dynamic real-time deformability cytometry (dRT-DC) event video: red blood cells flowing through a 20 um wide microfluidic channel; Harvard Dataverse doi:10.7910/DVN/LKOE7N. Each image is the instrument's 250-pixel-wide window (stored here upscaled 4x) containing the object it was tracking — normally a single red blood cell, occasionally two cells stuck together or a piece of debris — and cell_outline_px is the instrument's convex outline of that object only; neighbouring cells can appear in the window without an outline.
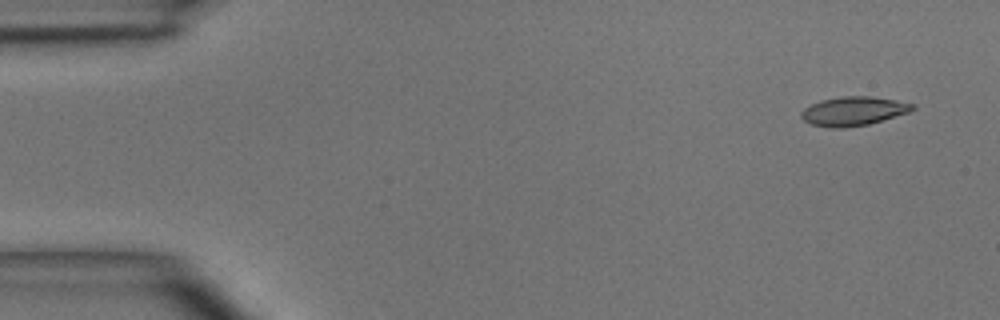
{"species": "common noctule bat (a hibernating species)", "species_latin": "Nyctalus noctula", "temperature_condition": "room temperature", "stored_images_in_passage": 4, "segment_of_instrument_passage": [1, 2], "camera_frame_rate_fps": 3000, "um_per_image_px": 0.085, "animal": {"sex": "male", "body_mass_g": 15.6}, "frame": {"image": 1, "passage_image": 1, "time_ms": 0.0, "image_size_px": [1000, 320], "cell_outline_px": [[916, 108], [908, 112], [868, 124], [844, 128], [832, 128], [812, 124], [804, 120], [800, 116], [800, 112], [804, 108], [820, 100], [840, 96], [868, 96], [896, 100], [916, 104]], "centroid_in_image_um": [72.53, 9.44], "position_along_channel_um": 12.5, "area_um2": 18.73}}